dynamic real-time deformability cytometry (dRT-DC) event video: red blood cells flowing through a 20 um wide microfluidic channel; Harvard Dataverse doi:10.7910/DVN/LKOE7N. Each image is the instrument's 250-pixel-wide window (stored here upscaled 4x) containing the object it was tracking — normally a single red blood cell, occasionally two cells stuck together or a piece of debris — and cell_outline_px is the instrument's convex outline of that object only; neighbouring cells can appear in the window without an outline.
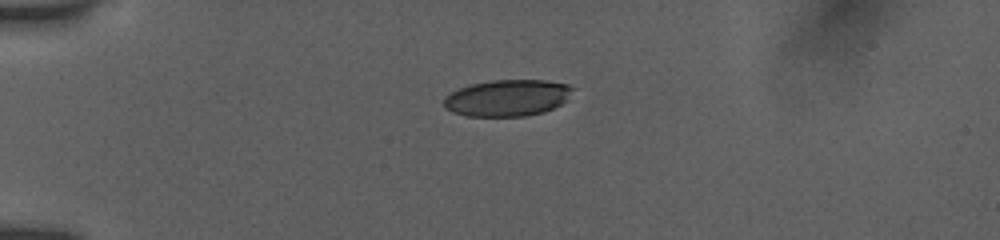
{"species": "human", "species_latin": "Homo sapiens", "temperature_condition": "room temperature", "stored_images_in_passage": 10, "camera_frame_rate_fps": 3000, "um_per_image_px": 0.085, "donor": {"sex": "female"}, "frame": {"image": 1, "passage_image": 1, "time_ms": 0.0, "image_size_px": [1000, 240], "cell_outline_px": [[572, 88], [568, 100], [544, 112], [524, 116], [464, 116], [452, 112], [444, 108], [444, 96], [460, 88], [472, 84], [492, 80], [544, 80], [568, 84]], "centroid_in_image_um": [43.1, 8.33], "position_along_channel_um": 41.9, "area_um2": 27.4}}